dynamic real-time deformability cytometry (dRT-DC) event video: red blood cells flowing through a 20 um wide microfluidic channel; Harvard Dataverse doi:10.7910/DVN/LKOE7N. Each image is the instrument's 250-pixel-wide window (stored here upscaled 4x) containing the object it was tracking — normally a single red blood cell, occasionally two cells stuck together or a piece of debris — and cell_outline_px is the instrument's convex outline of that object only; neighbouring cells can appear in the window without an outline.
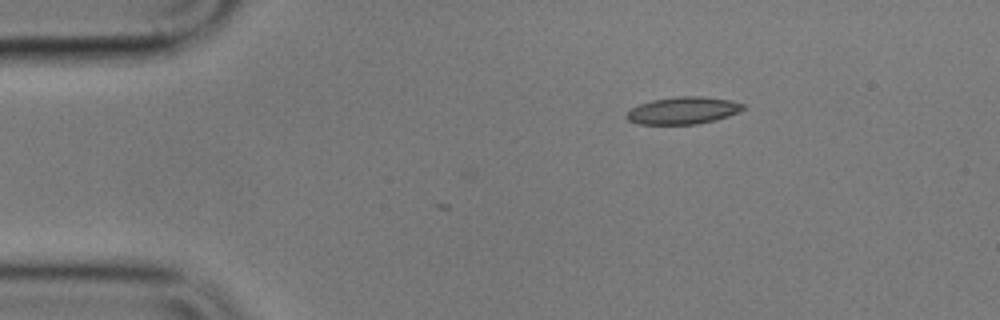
{"species": "common noctule bat (a hibernating species)", "species_latin": "Nyctalus noctula", "temperature_condition": "cold", "stored_images_in_passage": 14, "camera_frame_rate_fps": 3000, "um_per_image_px": 0.085, "animal": {"sex": "male", "body_mass_g": 17.9}, "frame": {"image": 1, "passage_image": 1, "time_ms": 0.0, "image_size_px": [1000, 320], "cell_outline_px": [[744, 108], [728, 116], [716, 120], [696, 124], [640, 124], [628, 120], [624, 116], [632, 108], [640, 104], [652, 100], [676, 96], [700, 96], [732, 100], [744, 104]], "centroid_in_image_um": [58.05, 9.39], "position_along_channel_um": 26.9, "area_um2": 18.38}}
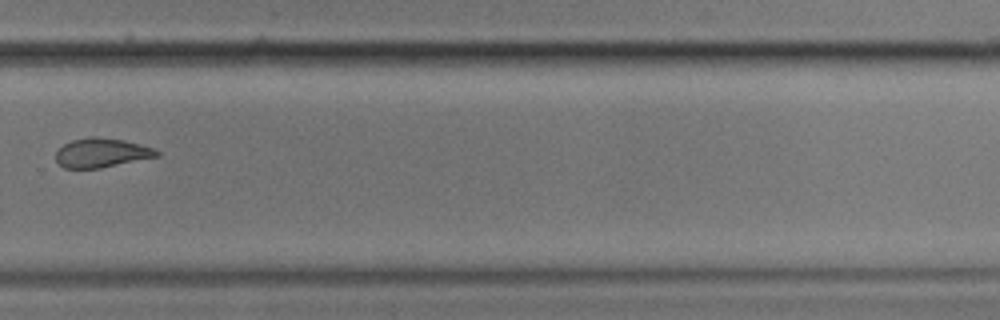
{"frame": {"image": 2, "passage_image": 9, "time_ms": 10.333, "image_size_px": [1000, 320], "cell_outline_px": [[160, 156], [100, 168], [64, 168], [56, 160], [56, 152], [64, 144], [72, 140], [92, 136], [96, 136], [124, 140], [152, 148], [160, 152]], "centroid_in_image_um": [8.63, 12.99], "position_along_channel_um": 321.2, "area_um2": 17.05}}
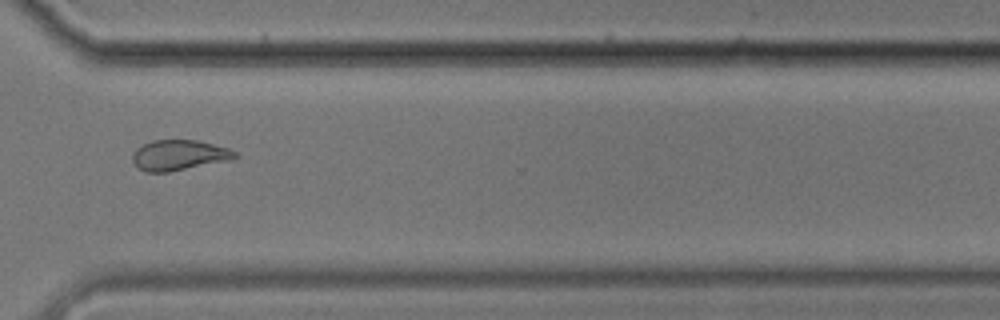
{"frame": {"image": 3, "passage_image": 10, "time_ms": 11.333, "image_size_px": [1000, 320], "cell_outline_px": [[240, 156], [232, 160], [168, 172], [144, 172], [132, 160], [132, 156], [136, 148], [152, 140], [196, 140], [228, 148], [236, 152]], "centroid_in_image_um": [15.24, 13.19], "position_along_channel_um": 355.4, "area_um2": 18.15}}